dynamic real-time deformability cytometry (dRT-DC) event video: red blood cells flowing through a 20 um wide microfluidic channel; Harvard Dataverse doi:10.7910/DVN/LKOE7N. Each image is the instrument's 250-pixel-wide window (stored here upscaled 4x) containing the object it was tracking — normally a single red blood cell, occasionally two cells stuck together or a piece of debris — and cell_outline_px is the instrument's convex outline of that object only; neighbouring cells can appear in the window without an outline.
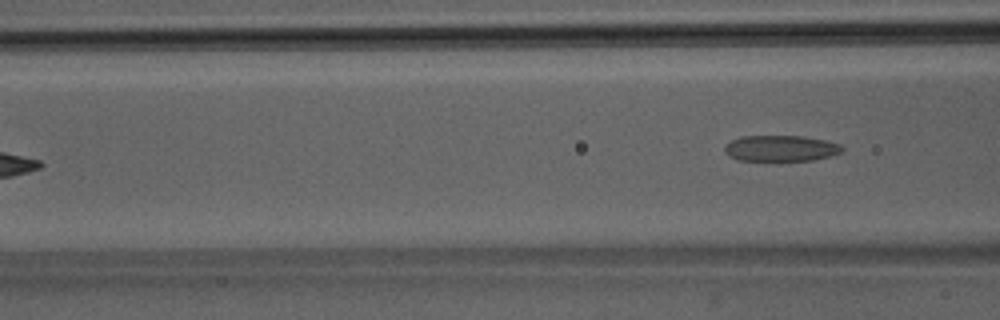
{"species": "Egyptian fruit bat (a non-hibernating species)", "species_latin": "Rousettus aegyptiacus", "temperature_condition": "room temperature", "stored_images_in_passage": 6, "camera_frame_rate_fps": 3000, "um_per_image_px": 0.085, "animal": {"sex": "male"}, "frame": {"image": 1, "passage_image": 6, "time_ms": 6.0, "image_size_px": [1000, 320], "cell_outline_px": [[844, 148], [840, 152], [816, 160], [780, 164], [736, 160], [728, 156], [724, 152], [724, 144], [740, 136], [804, 136], [824, 140], [840, 144]], "centroid_in_image_um": [66.3, 12.67], "position_along_channel_um": 100.3, "area_um2": 18.96}}